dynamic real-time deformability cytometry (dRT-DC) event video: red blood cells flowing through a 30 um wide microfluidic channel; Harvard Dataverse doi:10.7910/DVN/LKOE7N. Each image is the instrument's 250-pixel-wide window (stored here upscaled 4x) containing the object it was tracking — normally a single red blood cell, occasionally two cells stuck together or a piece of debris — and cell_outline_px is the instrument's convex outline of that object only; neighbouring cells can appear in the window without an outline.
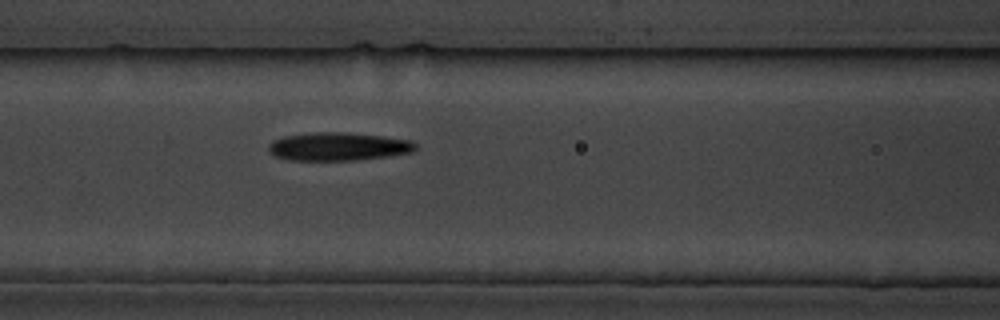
{"species": "common noctule bat (a hibernating species)", "species_latin": "Nyctalus noctula", "temperature_condition": "cold", "stored_images_in_passage": 8, "camera_frame_rate_fps": 3000, "um_per_image_px": 0.085, "animal": {"sex": "male", "body_mass_g": 19.5, "forearm_length_mm": 54.6}, "frame": {"image": 1, "passage_image": 8, "time_ms": 8.0, "image_size_px": [1000, 320], "cell_outline_px": [[420, 144], [412, 152], [388, 156], [356, 160], [288, 160], [276, 156], [268, 148], [268, 144], [272, 140], [284, 136], [312, 132], [344, 132], [384, 136], [412, 140]], "centroid_in_image_um": [28.79, 12.44], "position_along_channel_um": 137.8, "area_um2": 24.33}}